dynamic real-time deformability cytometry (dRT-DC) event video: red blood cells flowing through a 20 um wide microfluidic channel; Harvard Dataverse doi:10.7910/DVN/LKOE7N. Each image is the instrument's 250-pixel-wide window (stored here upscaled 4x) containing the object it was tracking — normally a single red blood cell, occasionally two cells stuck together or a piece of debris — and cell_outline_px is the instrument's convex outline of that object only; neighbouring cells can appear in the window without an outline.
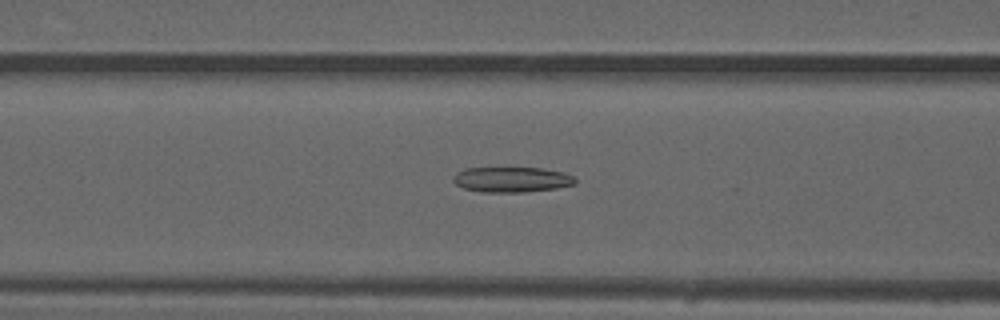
{"species": "common noctule bat (a hibernating species)", "species_latin": "Nyctalus noctula", "temperature_condition": "warm", "stored_images_in_passage": 50, "camera_frame_rate_fps": 3000, "um_per_image_px": 0.085, "animal": {"sex": "male", "forearm_length_mm": 52.5}, "frame": {"image": 1, "passage_image": 20, "time_ms": 6.333, "image_size_px": [1000, 320], "cell_outline_px": [[576, 184], [556, 188], [524, 192], [480, 192], [464, 188], [456, 184], [452, 180], [456, 172], [464, 168], [544, 168], [564, 172], [576, 176]], "centroid_in_image_um": [43.52, 15.26], "position_along_channel_um": 123.1, "area_um2": 18.15}}
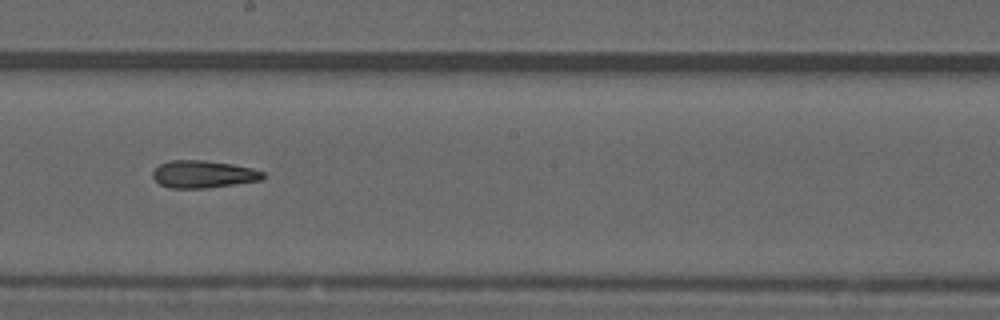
{"frame": {"image": 2, "passage_image": 28, "time_ms": 9.0, "image_size_px": [1000, 320], "cell_outline_px": [[264, 180], [204, 188], [168, 188], [160, 184], [152, 176], [152, 172], [160, 164], [172, 160], [204, 160], [232, 164], [252, 168], [264, 172]], "centroid_in_image_um": [17.29, 14.81], "position_along_channel_um": 230.9, "area_um2": 17.57}}
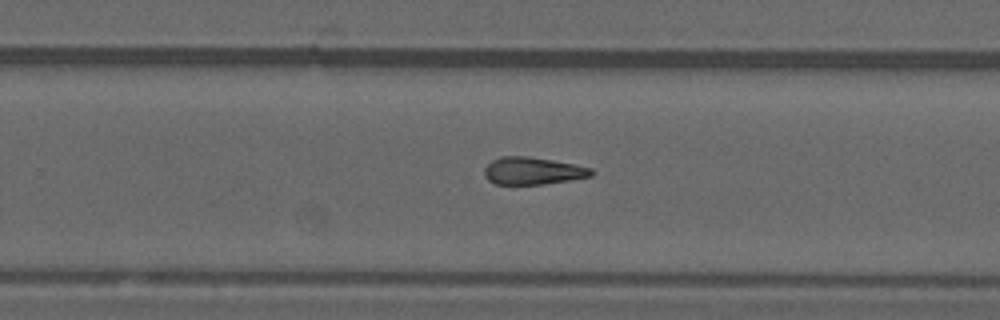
{"frame": {"image": 3, "passage_image": 32, "time_ms": 10.333, "image_size_px": [1000, 320], "cell_outline_px": [[596, 172], [592, 176], [544, 184], [496, 184], [488, 180], [484, 176], [484, 168], [492, 160], [500, 156], [528, 156], [552, 160], [592, 168]], "centroid_in_image_um": [45.27, 14.52], "position_along_channel_um": 284.5, "area_um2": 17.05}, "authors_computed_cell_mechanics": {"area_um2": 17.5423, "velocity_mm_per_s": 4.0451, "shape_relaxation_time_tau1_ms": null, "shape_relaxation_time_tau2_ms": 7.6658, "deformation_change_tau1": null, "deformation_change_tau2": 0.2077}}